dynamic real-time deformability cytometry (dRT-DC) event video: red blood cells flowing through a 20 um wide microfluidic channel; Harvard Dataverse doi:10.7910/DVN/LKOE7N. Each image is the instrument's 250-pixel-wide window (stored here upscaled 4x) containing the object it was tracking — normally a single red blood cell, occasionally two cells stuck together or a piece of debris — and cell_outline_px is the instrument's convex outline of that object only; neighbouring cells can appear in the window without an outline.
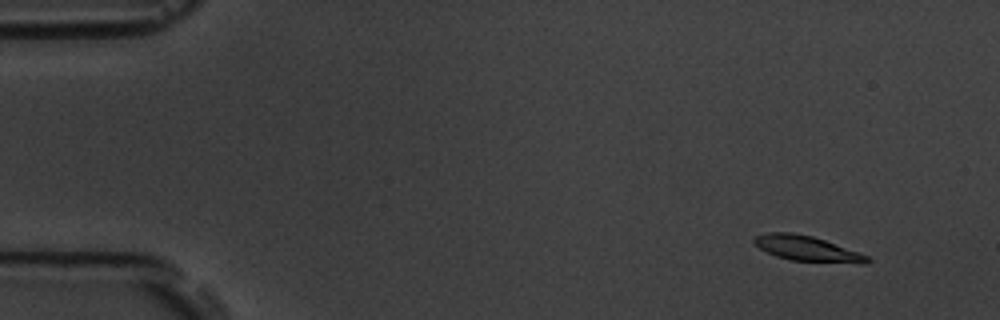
{"species": "common noctule bat (a hibernating species)", "species_latin": "Nyctalus noctula", "temperature_condition": "room temperature", "stored_images_in_passage": 51, "camera_frame_rate_fps": 3000, "um_per_image_px": 0.085, "animal": {"sex": "male", "body_mass_g": 19.5, "forearm_length_mm": 54.6}, "frame": {"image": 1, "passage_image": 1, "time_ms": 0.0, "image_size_px": [1000, 320], "cell_outline_px": [[872, 260], [864, 264], [792, 260], [776, 256], [760, 248], [752, 240], [756, 236], [768, 232], [792, 232], [812, 236], [860, 252], [868, 256]], "centroid_in_image_um": [68.64, 21.13], "position_along_channel_um": 16.4, "area_um2": 16.53}}
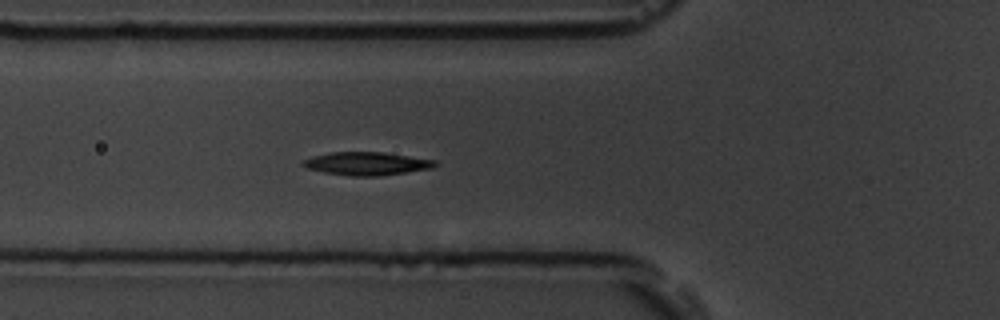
{"frame": {"image": 2, "passage_image": 16, "time_ms": 5.0, "image_size_px": [1000, 320], "cell_outline_px": [[440, 164], [432, 168], [380, 176], [352, 176], [324, 172], [308, 168], [300, 164], [304, 160], [312, 156], [332, 152], [384, 152], [436, 160]], "centroid_in_image_um": [31.21, 13.9], "position_along_channel_um": 94.6, "area_um2": 17.8}}
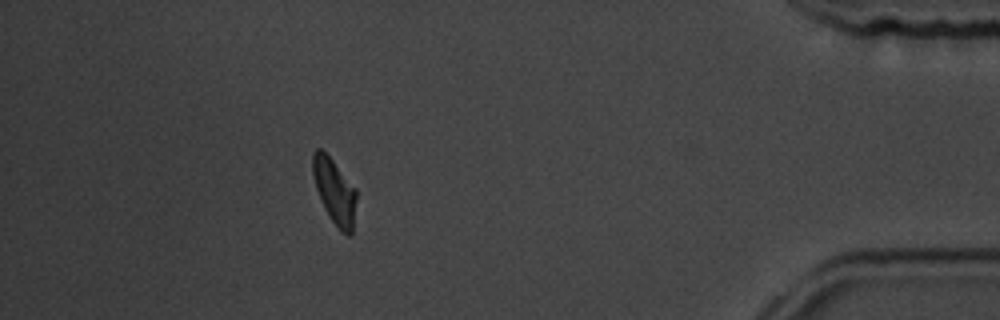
{"frame": {"image": 3, "passage_image": 45, "time_ms": 14.667, "image_size_px": [1000, 320], "cell_outline_px": [[356, 200], [352, 232], [348, 236], [340, 232], [328, 216], [320, 200], [316, 188], [312, 172], [312, 152], [316, 148], [320, 148], [332, 160], [356, 188]], "centroid_in_image_um": [28.42, 16.28], "position_along_channel_um": 406.8, "area_um2": 16.65}, "authors_computed_cell_mechanics": {"area_um2": 17.3978, "velocity_mm_per_s": 3.758, "shape_relaxation_time_tau1_ms": 2.7826, "shape_relaxation_time_tau2_ms": 11.0751, "deformation_change_tau1": 0.1275, "deformation_change_tau2": 0.1548}}